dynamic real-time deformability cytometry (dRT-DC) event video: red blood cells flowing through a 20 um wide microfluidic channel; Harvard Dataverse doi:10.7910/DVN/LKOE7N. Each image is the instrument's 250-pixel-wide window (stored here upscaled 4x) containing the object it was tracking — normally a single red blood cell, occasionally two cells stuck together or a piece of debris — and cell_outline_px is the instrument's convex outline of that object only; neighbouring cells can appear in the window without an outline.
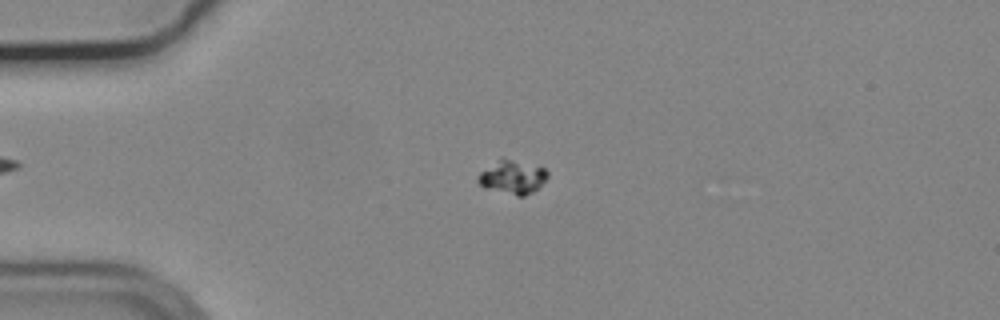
{"species": "common noctule bat (a hibernating species)", "species_latin": "Nyctalus noctula", "temperature_condition": "cold", "stored_images_in_passage": 56, "camera_frame_rate_fps": 3000, "um_per_image_px": 0.085, "animal": {"sex": "male", "body_mass_g": 19.2, "forearm_length_mm": 51.8}, "frame": {"image": 1, "passage_image": 14, "time_ms": 4.333, "image_size_px": [1000, 320], "cell_outline_px": [[548, 176], [532, 192], [524, 196], [516, 196], [484, 188], [476, 180], [476, 176], [480, 172], [500, 156], [544, 168], [548, 172]], "centroid_in_image_um": [43.49, 15.04], "position_along_channel_um": 41.5, "area_um2": 13.7}}
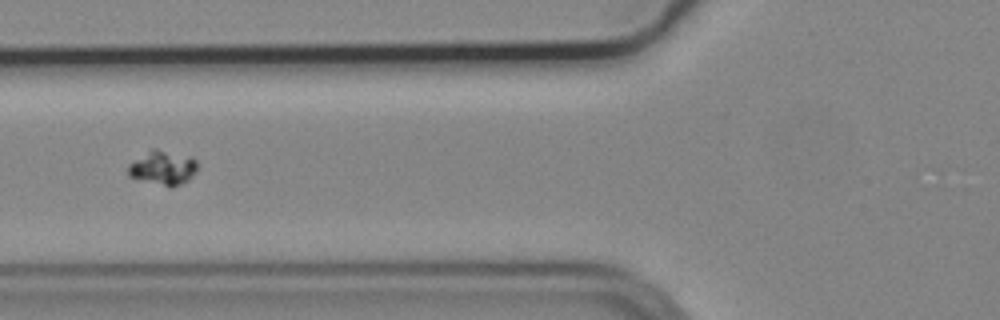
{"frame": {"image": 2, "passage_image": 22, "time_ms": 7.0, "image_size_px": [1000, 320], "cell_outline_px": [[196, 172], [188, 180], [172, 188], [168, 188], [128, 176], [128, 164], [148, 148], [156, 148], [192, 156], [196, 160]], "centroid_in_image_um": [13.82, 14.24], "position_along_channel_um": 112.0, "area_um2": 14.28}}
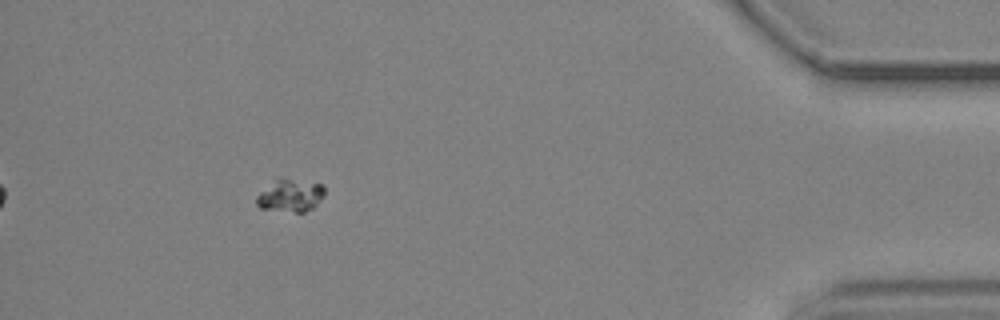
{"frame": {"image": 3, "passage_image": 51, "time_ms": 16.667, "image_size_px": [1000, 320], "cell_outline_px": [[324, 192], [320, 200], [312, 208], [304, 212], [296, 212], [260, 208], [256, 204], [256, 196], [276, 176], [280, 176], [324, 184]], "centroid_in_image_um": [24.65, 16.57], "position_along_channel_um": 410.5, "area_um2": 13.24}}